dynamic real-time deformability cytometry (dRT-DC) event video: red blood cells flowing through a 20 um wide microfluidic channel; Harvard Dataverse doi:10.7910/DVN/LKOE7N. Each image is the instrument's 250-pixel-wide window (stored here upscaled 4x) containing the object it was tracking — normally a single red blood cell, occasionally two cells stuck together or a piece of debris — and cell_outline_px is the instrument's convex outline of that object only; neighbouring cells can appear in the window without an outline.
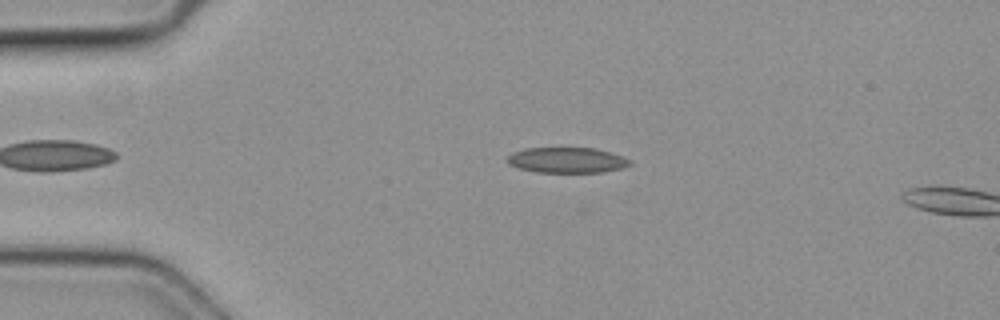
{"species": "common noctule bat (a hibernating species)", "species_latin": "Nyctalus noctula", "temperature_condition": "cold", "stored_images_in_passage": 21, "camera_frame_rate_fps": 3000, "um_per_image_px": 0.085, "animal": {"sex": "female", "body_mass_g": 19.3, "forearm_length_mm": 54.1}, "frame": {"image": 1, "passage_image": 3, "time_ms": 0.667, "image_size_px": [1000, 320], "cell_outline_px": [[632, 164], [624, 168], [600, 172], [536, 172], [520, 168], [508, 164], [508, 156], [512, 152], [524, 148], [596, 148], [632, 160]], "centroid_in_image_um": [48.19, 13.61], "position_along_channel_um": 36.8, "area_um2": 18.15}}
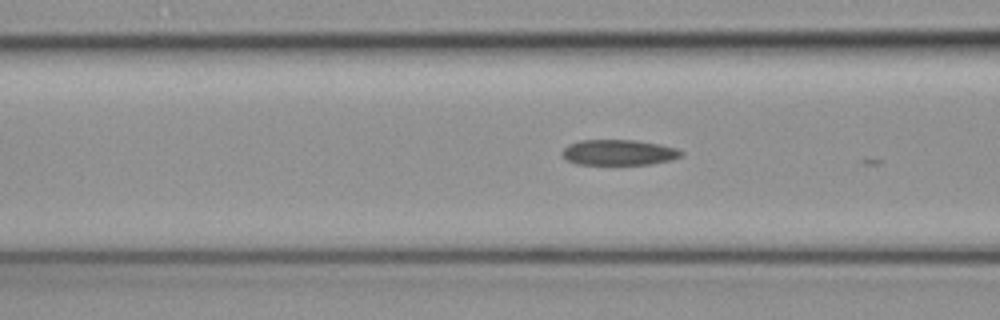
{"frame": {"image": 2, "passage_image": 12, "time_ms": 3.667, "image_size_px": [1000, 320], "cell_outline_px": [[684, 152], [680, 156], [672, 160], [652, 164], [576, 164], [568, 160], [564, 156], [564, 148], [568, 144], [580, 140], [636, 140], [660, 144], [676, 148]], "centroid_in_image_um": [52.63, 12.95], "position_along_channel_um": 114.0, "area_um2": 17.63}}
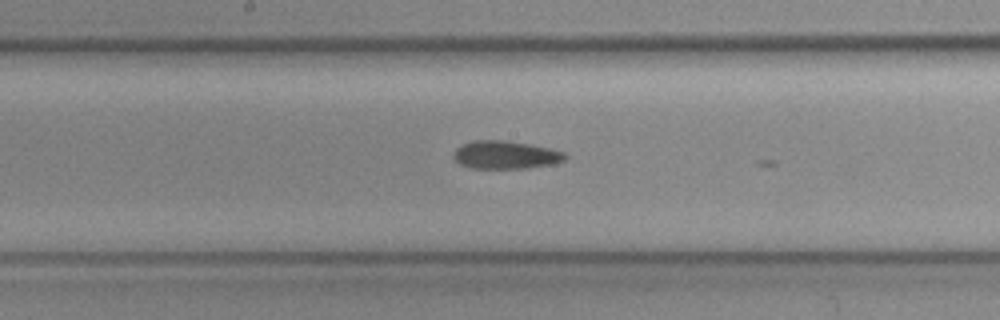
{"frame": {"image": 3, "passage_image": 19, "time_ms": 6.0, "image_size_px": [1000, 320], "cell_outline_px": [[568, 156], [564, 160], [556, 164], [528, 168], [472, 168], [460, 164], [452, 156], [456, 148], [472, 140], [500, 140], [528, 144], [548, 148], [564, 152]], "centroid_in_image_um": [42.98, 13.17], "position_along_channel_um": 205.2, "area_um2": 18.15}}